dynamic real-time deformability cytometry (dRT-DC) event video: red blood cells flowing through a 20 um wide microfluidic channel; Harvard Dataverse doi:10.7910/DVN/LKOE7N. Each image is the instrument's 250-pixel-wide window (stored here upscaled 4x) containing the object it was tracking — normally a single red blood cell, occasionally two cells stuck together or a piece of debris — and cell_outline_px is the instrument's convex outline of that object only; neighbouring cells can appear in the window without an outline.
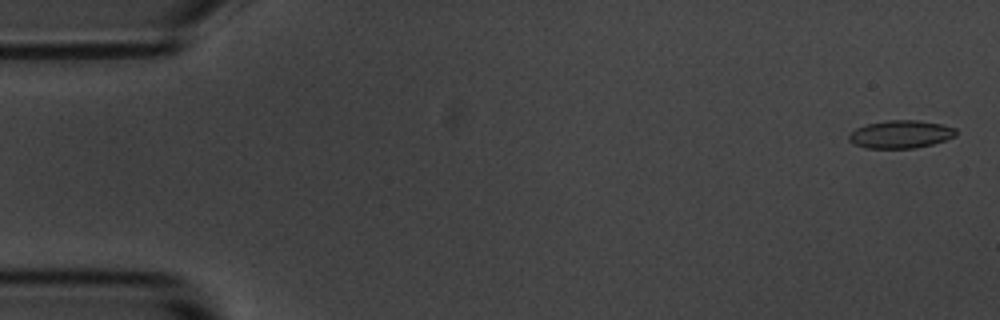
{"species": "common noctule bat (a hibernating species)", "species_latin": "Nyctalus noctula", "temperature_condition": "room temperature", "stored_images_in_passage": 55, "camera_frame_rate_fps": 3000, "um_per_image_px": 0.085, "animal": {"sex": "male", "body_mass_g": 20.1, "forearm_length_mm": 53.5}, "frame": {"image": 1, "passage_image": 2, "time_ms": 0.333, "image_size_px": [1000, 320], "cell_outline_px": [[956, 136], [932, 144], [916, 148], [864, 148], [848, 140], [848, 136], [856, 128], [868, 124], [888, 120], [916, 120], [940, 124], [956, 128]], "centroid_in_image_um": [76.56, 11.42], "position_along_channel_um": 8.4, "area_um2": 17.22}}
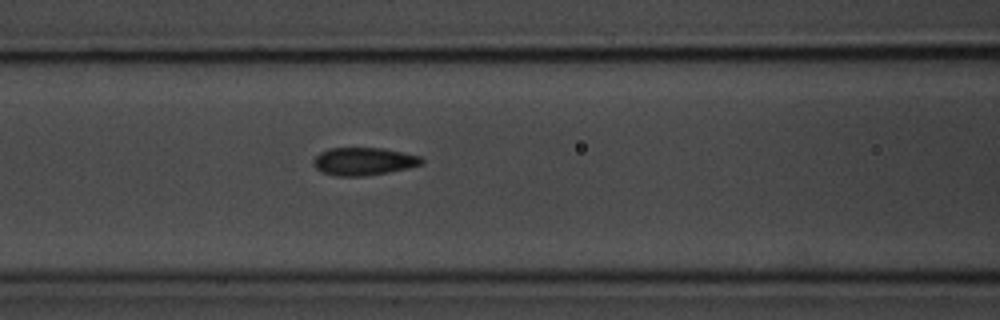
{"frame": {"image": 2, "passage_image": 23, "time_ms": 7.333, "image_size_px": [1000, 320], "cell_outline_px": [[424, 164], [408, 168], [368, 176], [336, 176], [324, 172], [316, 168], [312, 164], [312, 160], [320, 152], [328, 148], [384, 148], [420, 156], [424, 160]], "centroid_in_image_um": [30.92, 13.71], "position_along_channel_um": 135.7, "area_um2": 17.63}}
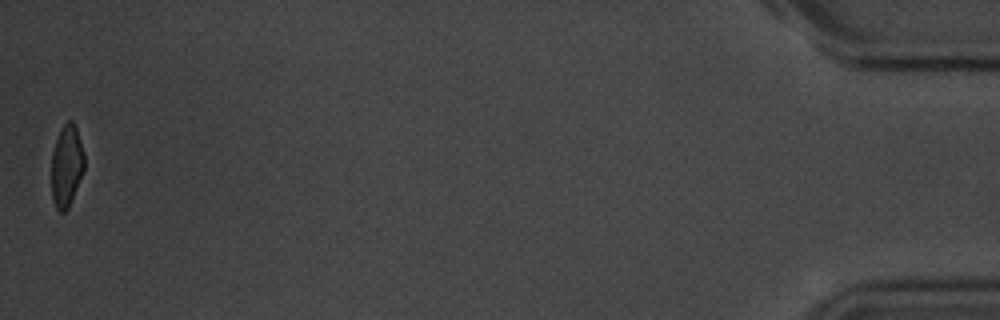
{"frame": {"image": 3, "passage_image": 55, "time_ms": 18.0, "image_size_px": [1000, 320], "cell_outline_px": [[84, 168], [68, 208], [64, 212], [60, 212], [56, 208], [52, 200], [52, 152], [56, 140], [64, 124], [68, 120], [72, 120], [76, 128], [84, 152]], "centroid_in_image_um": [5.65, 14.1], "position_along_channel_um": 429.5, "area_um2": 15.37}, "authors_computed_cell_mechanics": {"area_um2": 17.34, "velocity_mm_per_s": 3.655, "shape_relaxation_time_tau1_ms": 4.5383, "shape_relaxation_time_tau2_ms": 1.2517, "deformation_change_tau1": 0.1431, "deformation_change_tau2": 0.0734}}